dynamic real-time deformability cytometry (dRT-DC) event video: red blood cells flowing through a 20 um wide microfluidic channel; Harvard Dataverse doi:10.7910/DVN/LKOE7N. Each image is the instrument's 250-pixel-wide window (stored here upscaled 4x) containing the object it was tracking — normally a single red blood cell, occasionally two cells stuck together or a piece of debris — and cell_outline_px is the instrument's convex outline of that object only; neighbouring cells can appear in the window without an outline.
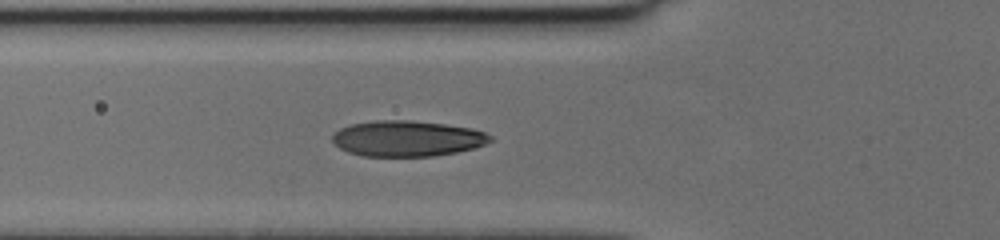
{"species": "human", "species_latin": "Homo sapiens", "temperature_condition": "cold", "stored_images_in_passage": 28, "camera_frame_rate_fps": 3000, "um_per_image_px": 0.085, "donor": {"sex": "female"}, "frame": {"image": 1, "passage_image": 5, "time_ms": 1.333, "image_size_px": [1000, 240], "cell_outline_px": [[492, 140], [484, 144], [472, 148], [456, 152], [432, 156], [364, 156], [348, 152], [340, 148], [332, 140], [332, 136], [340, 128], [348, 124], [376, 120], [412, 120], [444, 124], [472, 128], [484, 132], [492, 136]], "centroid_in_image_um": [34.59, 11.76], "position_along_channel_um": 91.2, "area_um2": 32.83}}
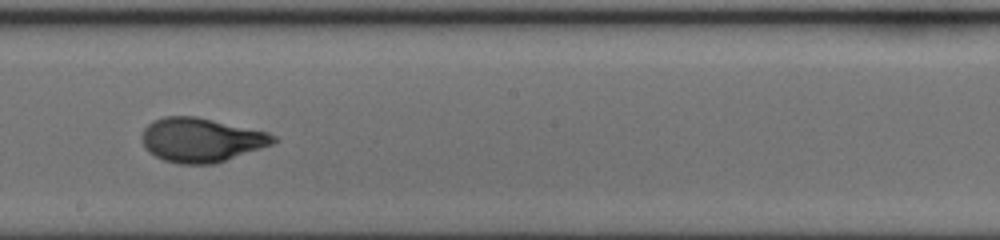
{"frame": {"image": 2, "passage_image": 15, "time_ms": 4.667, "image_size_px": [1000, 240], "cell_outline_px": [[280, 140], [272, 144], [212, 164], [180, 164], [164, 160], [156, 156], [140, 140], [140, 136], [144, 128], [152, 120], [164, 116], [196, 116], [268, 132], [276, 136]], "centroid_in_image_um": [17.09, 11.87], "position_along_channel_um": 231.1, "area_um2": 33.58}}
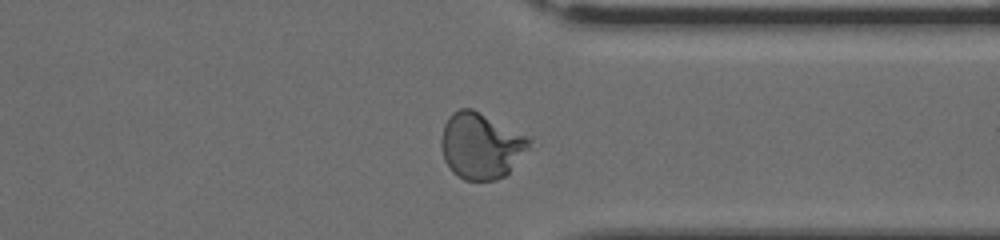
{"frame": {"image": 3, "passage_image": 25, "time_ms": 8.0, "image_size_px": [1000, 240], "cell_outline_px": [[532, 140], [528, 148], [508, 172], [504, 176], [496, 180], [464, 180], [456, 176], [452, 172], [444, 160], [440, 144], [440, 140], [444, 124], [448, 116], [452, 112], [460, 108], [472, 108], [532, 136]], "centroid_in_image_um": [40.87, 12.36], "position_along_channel_um": 370.5, "area_um2": 34.33}}